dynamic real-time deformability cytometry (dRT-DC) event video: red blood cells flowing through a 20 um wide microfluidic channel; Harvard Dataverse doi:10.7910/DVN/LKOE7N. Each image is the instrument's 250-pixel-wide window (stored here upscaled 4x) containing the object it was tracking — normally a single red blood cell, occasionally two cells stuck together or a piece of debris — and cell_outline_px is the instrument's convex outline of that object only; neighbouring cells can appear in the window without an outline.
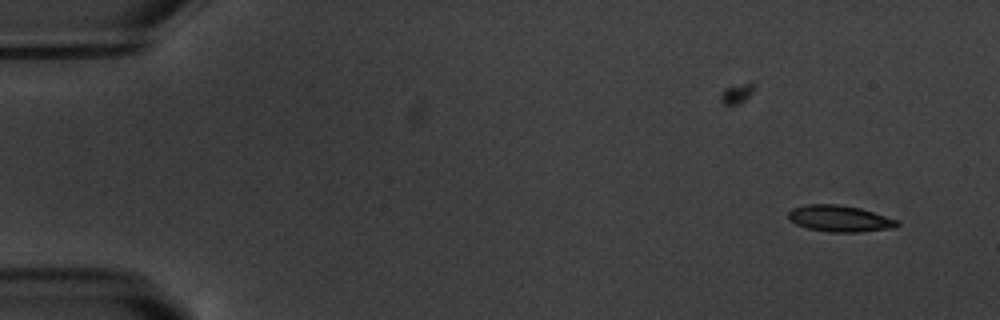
{"species": "common noctule bat (a hibernating species)", "species_latin": "Nyctalus noctula", "temperature_condition": "warm", "stored_images_in_passage": 3, "camera_frame_rate_fps": 3000, "um_per_image_px": 0.085, "animal": {"sex": "male", "body_mass_g": 20.1, "forearm_length_mm": 53.5}, "frame": {"image": 1, "passage_image": 3, "time_ms": 2.333, "image_size_px": [1000, 320], "cell_outline_px": [[900, 224], [896, 228], [860, 232], [828, 232], [808, 228], [796, 224], [788, 220], [788, 212], [792, 208], [804, 204], [836, 204], [860, 208], [900, 220]], "centroid_in_image_um": [71.39, 18.58], "position_along_channel_um": 13.6, "area_um2": 16.99}}